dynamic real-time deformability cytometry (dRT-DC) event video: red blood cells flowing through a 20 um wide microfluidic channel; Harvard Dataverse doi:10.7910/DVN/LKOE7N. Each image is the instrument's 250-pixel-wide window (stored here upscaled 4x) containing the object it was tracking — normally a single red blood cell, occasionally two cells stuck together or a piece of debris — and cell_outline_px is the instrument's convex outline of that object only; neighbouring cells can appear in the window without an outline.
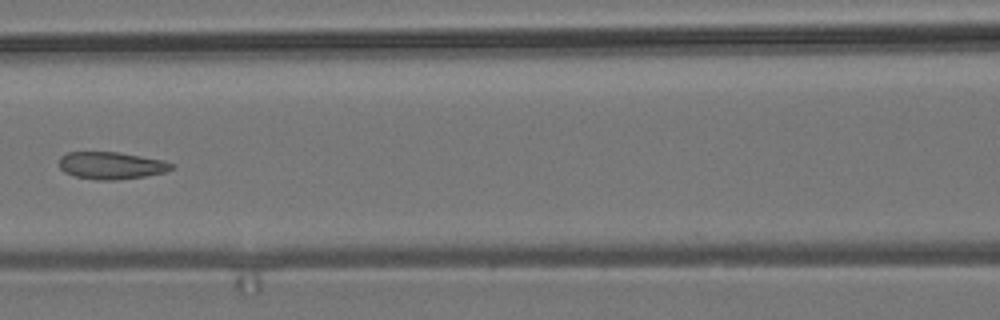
{"species": "common noctule bat (a hibernating species)", "species_latin": "Nyctalus noctula", "temperature_condition": "room temperature", "stored_images_in_passage": 6, "camera_frame_rate_fps": 3000, "um_per_image_px": 0.085, "animal": {"sex": "male", "body_mass_g": 19.2, "forearm_length_mm": 51.8}, "frame": {"image": 1, "passage_image": 6, "time_ms": 6.0, "image_size_px": [1000, 320], "cell_outline_px": [[176, 168], [164, 172], [144, 176], [116, 180], [96, 180], [76, 176], [64, 172], [60, 168], [60, 156], [68, 152], [120, 152], [164, 160], [176, 164]], "centroid_in_image_um": [9.5, 14.06], "position_along_channel_um": 157.1, "area_um2": 17.98}}